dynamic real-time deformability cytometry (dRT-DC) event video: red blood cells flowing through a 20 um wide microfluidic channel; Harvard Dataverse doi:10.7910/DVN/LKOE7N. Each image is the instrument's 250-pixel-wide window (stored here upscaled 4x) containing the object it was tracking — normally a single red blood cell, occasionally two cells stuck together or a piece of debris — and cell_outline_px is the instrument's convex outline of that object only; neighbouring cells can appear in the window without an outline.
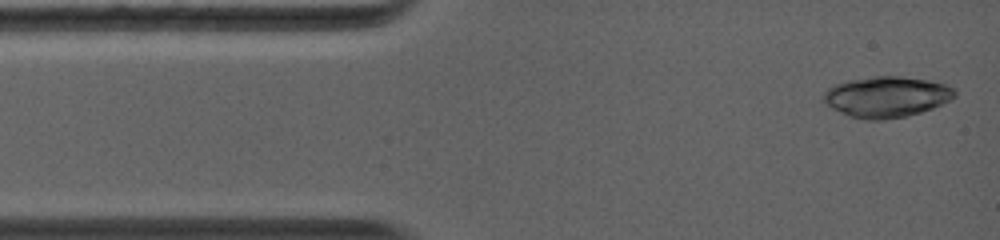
{"species": "common noctule bat (a hibernating species)", "species_latin": "Nyctalus noctula", "temperature_condition": "warm", "stored_images_in_passage": 5, "camera_frame_rate_fps": 5000, "um_per_image_px": 0.085, "animal": {"sex": "female", "body_mass_g": 19.0, "forearm_length_mm": 56.7}, "frame": {"image": 1, "passage_image": 1, "time_ms": 0.0, "image_size_px": [1000, 240], "cell_outline_px": [[956, 96], [952, 100], [932, 108], [920, 112], [904, 116], [884, 120], [864, 120], [848, 116], [832, 108], [824, 100], [824, 92], [828, 88], [836, 84], [848, 80], [876, 76], [900, 76], [928, 80], [944, 84], [956, 88]], "centroid_in_image_um": [75.39, 8.23], "position_along_channel_um": 9.6, "area_um2": 31.21}}